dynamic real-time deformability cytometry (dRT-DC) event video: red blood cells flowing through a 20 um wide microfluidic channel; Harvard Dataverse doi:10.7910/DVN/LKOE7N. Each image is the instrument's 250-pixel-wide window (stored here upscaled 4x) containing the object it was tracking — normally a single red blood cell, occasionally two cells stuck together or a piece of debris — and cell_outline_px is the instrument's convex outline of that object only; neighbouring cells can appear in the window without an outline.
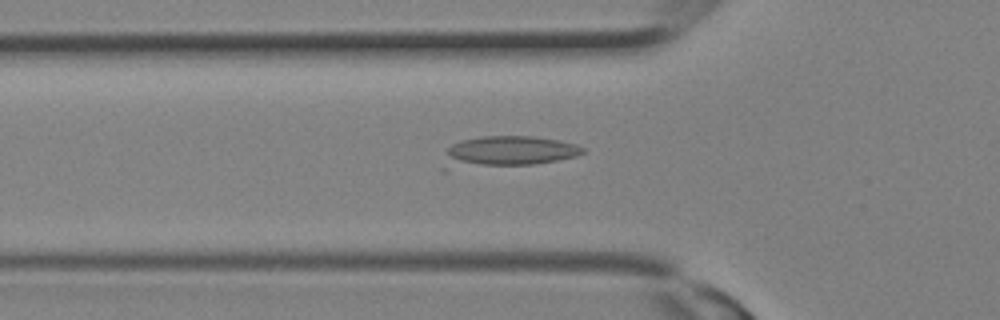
{"species": "Egyptian fruit bat (a non-hibernating species)", "species_latin": "Rousettus aegyptiacus", "temperature_condition": "room temperature", "stored_images_in_passage": 16, "camera_frame_rate_fps": 3000, "um_per_image_px": 0.085, "animal": {"sex": "female"}, "frame": {"image": 1, "passage_image": 10, "time_ms": 3.0, "image_size_px": [1000, 320], "cell_outline_px": [[584, 152], [576, 156], [536, 164], [480, 164], [448, 160], [448, 148], [452, 144], [460, 140], [480, 136], [532, 136], [560, 140], [576, 144], [584, 148]], "centroid_in_image_um": [43.49, 12.76], "position_along_channel_um": 82.3, "area_um2": 22.72}}
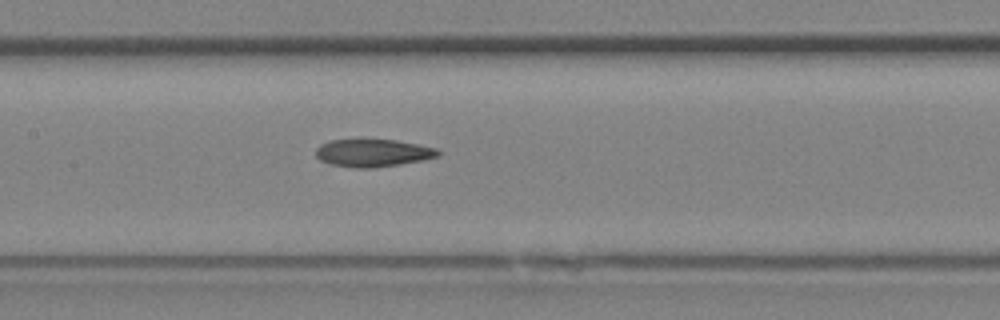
{"frame": {"image": 2, "passage_image": 14, "time_ms": 4.333, "image_size_px": [1000, 320], "cell_outline_px": [[440, 156], [424, 160], [376, 168], [352, 168], [328, 164], [320, 160], [316, 156], [316, 148], [320, 144], [332, 140], [396, 140], [436, 148], [440, 152]], "centroid_in_image_um": [31.69, 13.02], "position_along_channel_um": 175.7, "area_um2": 19.77}}
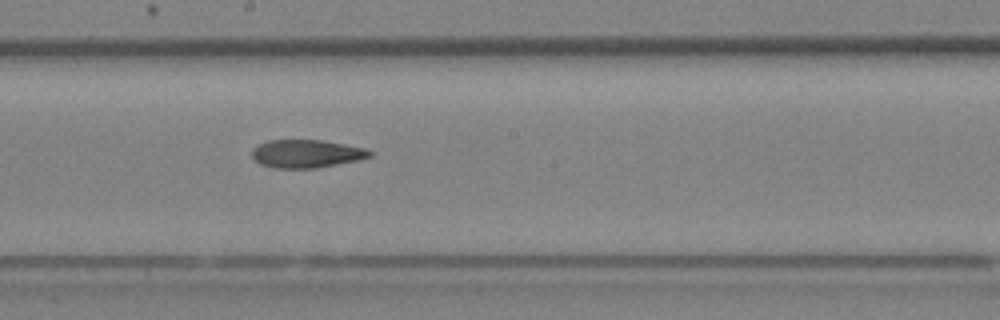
{"frame": {"image": 3, "passage_image": 16, "time_ms": 5.0, "image_size_px": [1000, 320], "cell_outline_px": [[372, 156], [360, 160], [316, 168], [276, 168], [260, 164], [252, 156], [252, 148], [256, 144], [268, 140], [324, 140], [364, 148], [372, 152]], "centroid_in_image_um": [26.03, 13.06], "position_along_channel_um": 222.2, "area_um2": 19.36}}